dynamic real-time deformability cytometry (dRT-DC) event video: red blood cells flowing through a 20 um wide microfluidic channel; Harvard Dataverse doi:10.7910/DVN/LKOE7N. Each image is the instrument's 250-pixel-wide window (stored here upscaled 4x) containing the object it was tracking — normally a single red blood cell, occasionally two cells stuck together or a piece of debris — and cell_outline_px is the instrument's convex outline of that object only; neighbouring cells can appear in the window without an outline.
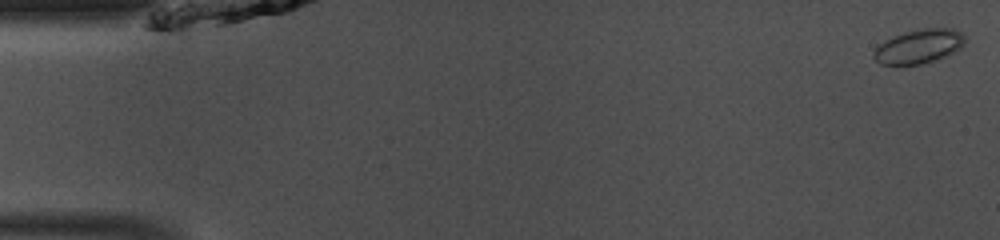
{"species": "common noctule bat (a hibernating species)", "species_latin": "Nyctalus noctula", "temperature_condition": "room temperature", "stored_images_in_passage": 48, "camera_frame_rate_fps": 3000, "um_per_image_px": 0.085, "animal": {"sex": "male", "body_mass_g": 13.0, "forearm_length_mm": 53.1}, "frame": {"image": 1, "passage_image": 1, "time_ms": 0.0, "image_size_px": [1000, 240], "cell_outline_px": [[964, 44], [960, 48], [944, 56], [920, 64], [900, 68], [880, 64], [872, 56], [872, 52], [884, 40], [904, 32], [920, 28], [952, 28], [960, 32], [964, 36]], "centroid_in_image_um": [78.02, 3.97], "position_along_channel_um": 7.0, "area_um2": 18.44}}
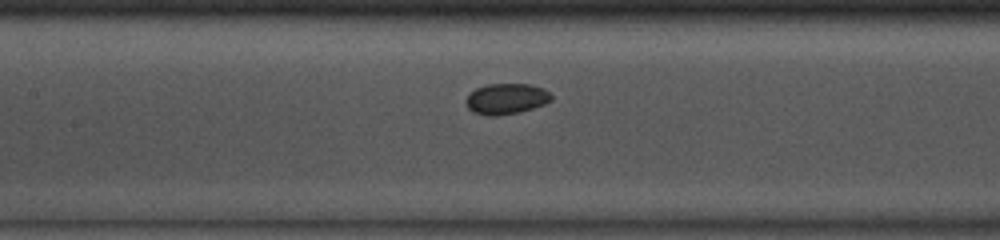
{"frame": {"image": 2, "passage_image": 22, "time_ms": 7.0, "image_size_px": [1000, 240], "cell_outline_px": [[552, 100], [544, 104], [520, 112], [496, 116], [488, 116], [472, 112], [468, 108], [464, 100], [476, 88], [488, 84], [528, 84], [544, 88], [552, 96]], "centroid_in_image_um": [43.02, 8.4], "position_along_channel_um": 164.4, "area_um2": 15.32}}
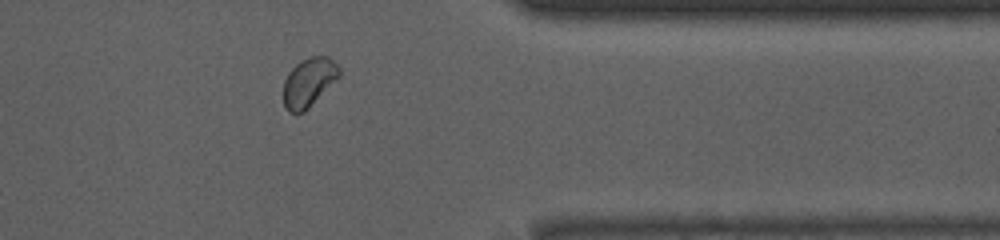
{"frame": {"image": 3, "passage_image": 39, "time_ms": 12.667, "image_size_px": [1000, 240], "cell_outline_px": [[340, 76], [304, 112], [288, 112], [284, 108], [284, 80], [288, 72], [300, 60], [308, 56], [328, 56], [340, 68]], "centroid_in_image_um": [26.24, 6.97], "position_along_channel_um": 385.2, "area_um2": 15.84}, "authors_computed_cell_mechanics": {"area_um2": 15.7216, "velocity_mm_per_s": 4.1166, "shape_relaxation_time_tau1_ms": null, "shape_relaxation_time_tau2_ms": 10.2508, "deformation_change_tau1": null, "deformation_change_tau2": 0.0669}}